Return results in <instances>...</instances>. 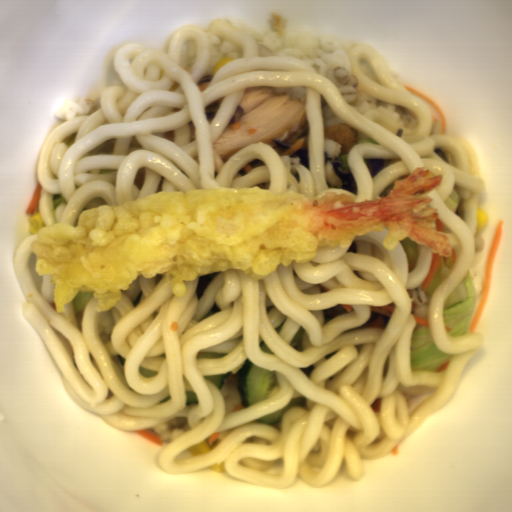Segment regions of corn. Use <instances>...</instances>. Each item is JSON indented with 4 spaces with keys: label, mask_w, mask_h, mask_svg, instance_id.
Here are the masks:
<instances>
[{
    "label": "corn",
    "mask_w": 512,
    "mask_h": 512,
    "mask_svg": "<svg viewBox=\"0 0 512 512\" xmlns=\"http://www.w3.org/2000/svg\"><path fill=\"white\" fill-rule=\"evenodd\" d=\"M46 226L40 218L39 213H32L28 217V228L30 235L37 236L39 230Z\"/></svg>",
    "instance_id": "obj_1"
},
{
    "label": "corn",
    "mask_w": 512,
    "mask_h": 512,
    "mask_svg": "<svg viewBox=\"0 0 512 512\" xmlns=\"http://www.w3.org/2000/svg\"><path fill=\"white\" fill-rule=\"evenodd\" d=\"M490 223L489 214L477 207V225L475 233H481L487 229Z\"/></svg>",
    "instance_id": "obj_2"
}]
</instances>
